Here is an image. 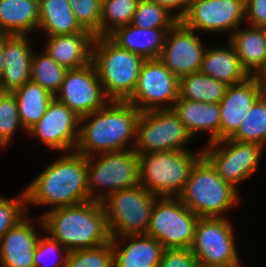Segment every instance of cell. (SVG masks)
<instances>
[{
  "label": "cell",
  "mask_w": 266,
  "mask_h": 267,
  "mask_svg": "<svg viewBox=\"0 0 266 267\" xmlns=\"http://www.w3.org/2000/svg\"><path fill=\"white\" fill-rule=\"evenodd\" d=\"M247 25L266 28V0H245Z\"/></svg>",
  "instance_id": "cell-41"
},
{
  "label": "cell",
  "mask_w": 266,
  "mask_h": 267,
  "mask_svg": "<svg viewBox=\"0 0 266 267\" xmlns=\"http://www.w3.org/2000/svg\"><path fill=\"white\" fill-rule=\"evenodd\" d=\"M27 35L4 34V72L1 92H13L30 81L32 49Z\"/></svg>",
  "instance_id": "cell-20"
},
{
  "label": "cell",
  "mask_w": 266,
  "mask_h": 267,
  "mask_svg": "<svg viewBox=\"0 0 266 267\" xmlns=\"http://www.w3.org/2000/svg\"><path fill=\"white\" fill-rule=\"evenodd\" d=\"M199 152L173 150L138 155L139 184L159 198H178L192 166L202 156V150Z\"/></svg>",
  "instance_id": "cell-6"
},
{
  "label": "cell",
  "mask_w": 266,
  "mask_h": 267,
  "mask_svg": "<svg viewBox=\"0 0 266 267\" xmlns=\"http://www.w3.org/2000/svg\"><path fill=\"white\" fill-rule=\"evenodd\" d=\"M95 37L91 32L47 36L44 51L66 69L80 68L92 62Z\"/></svg>",
  "instance_id": "cell-22"
},
{
  "label": "cell",
  "mask_w": 266,
  "mask_h": 267,
  "mask_svg": "<svg viewBox=\"0 0 266 267\" xmlns=\"http://www.w3.org/2000/svg\"><path fill=\"white\" fill-rule=\"evenodd\" d=\"M178 98L179 78L159 59H148L141 65L136 88L127 102L143 112L172 109Z\"/></svg>",
  "instance_id": "cell-12"
},
{
  "label": "cell",
  "mask_w": 266,
  "mask_h": 267,
  "mask_svg": "<svg viewBox=\"0 0 266 267\" xmlns=\"http://www.w3.org/2000/svg\"><path fill=\"white\" fill-rule=\"evenodd\" d=\"M227 87L226 83L217 81L201 71L193 72L179 78V98L219 104Z\"/></svg>",
  "instance_id": "cell-30"
},
{
  "label": "cell",
  "mask_w": 266,
  "mask_h": 267,
  "mask_svg": "<svg viewBox=\"0 0 266 267\" xmlns=\"http://www.w3.org/2000/svg\"><path fill=\"white\" fill-rule=\"evenodd\" d=\"M55 98L80 118L98 111L110 100L104 93L93 62L76 69H67Z\"/></svg>",
  "instance_id": "cell-14"
},
{
  "label": "cell",
  "mask_w": 266,
  "mask_h": 267,
  "mask_svg": "<svg viewBox=\"0 0 266 267\" xmlns=\"http://www.w3.org/2000/svg\"><path fill=\"white\" fill-rule=\"evenodd\" d=\"M172 110L192 137L199 132L208 131L210 133L208 143L220 140L219 104L178 98Z\"/></svg>",
  "instance_id": "cell-24"
},
{
  "label": "cell",
  "mask_w": 266,
  "mask_h": 267,
  "mask_svg": "<svg viewBox=\"0 0 266 267\" xmlns=\"http://www.w3.org/2000/svg\"><path fill=\"white\" fill-rule=\"evenodd\" d=\"M26 207L24 192L17 199L0 196V239L27 215Z\"/></svg>",
  "instance_id": "cell-38"
},
{
  "label": "cell",
  "mask_w": 266,
  "mask_h": 267,
  "mask_svg": "<svg viewBox=\"0 0 266 267\" xmlns=\"http://www.w3.org/2000/svg\"><path fill=\"white\" fill-rule=\"evenodd\" d=\"M179 19L163 6L151 0H140L132 25L143 29H171Z\"/></svg>",
  "instance_id": "cell-34"
},
{
  "label": "cell",
  "mask_w": 266,
  "mask_h": 267,
  "mask_svg": "<svg viewBox=\"0 0 266 267\" xmlns=\"http://www.w3.org/2000/svg\"><path fill=\"white\" fill-rule=\"evenodd\" d=\"M230 139L240 142L266 143V91L256 100L252 109Z\"/></svg>",
  "instance_id": "cell-32"
},
{
  "label": "cell",
  "mask_w": 266,
  "mask_h": 267,
  "mask_svg": "<svg viewBox=\"0 0 266 267\" xmlns=\"http://www.w3.org/2000/svg\"><path fill=\"white\" fill-rule=\"evenodd\" d=\"M144 59L120 48L108 36L95 37L92 62L110 101H127L133 94Z\"/></svg>",
  "instance_id": "cell-5"
},
{
  "label": "cell",
  "mask_w": 266,
  "mask_h": 267,
  "mask_svg": "<svg viewBox=\"0 0 266 267\" xmlns=\"http://www.w3.org/2000/svg\"><path fill=\"white\" fill-rule=\"evenodd\" d=\"M140 0H103L100 18V36H108L117 27L132 22Z\"/></svg>",
  "instance_id": "cell-33"
},
{
  "label": "cell",
  "mask_w": 266,
  "mask_h": 267,
  "mask_svg": "<svg viewBox=\"0 0 266 267\" xmlns=\"http://www.w3.org/2000/svg\"><path fill=\"white\" fill-rule=\"evenodd\" d=\"M12 93L17 102L20 121L26 132L43 117L54 98L43 87L31 80Z\"/></svg>",
  "instance_id": "cell-29"
},
{
  "label": "cell",
  "mask_w": 266,
  "mask_h": 267,
  "mask_svg": "<svg viewBox=\"0 0 266 267\" xmlns=\"http://www.w3.org/2000/svg\"><path fill=\"white\" fill-rule=\"evenodd\" d=\"M42 53L36 55L33 52L30 80L55 97L61 88L67 69L57 64L46 51Z\"/></svg>",
  "instance_id": "cell-31"
},
{
  "label": "cell",
  "mask_w": 266,
  "mask_h": 267,
  "mask_svg": "<svg viewBox=\"0 0 266 267\" xmlns=\"http://www.w3.org/2000/svg\"><path fill=\"white\" fill-rule=\"evenodd\" d=\"M245 10V0H191L180 21L196 32L232 34L246 19Z\"/></svg>",
  "instance_id": "cell-15"
},
{
  "label": "cell",
  "mask_w": 266,
  "mask_h": 267,
  "mask_svg": "<svg viewBox=\"0 0 266 267\" xmlns=\"http://www.w3.org/2000/svg\"><path fill=\"white\" fill-rule=\"evenodd\" d=\"M37 29L45 31V36L90 32L79 24L68 0H39Z\"/></svg>",
  "instance_id": "cell-28"
},
{
  "label": "cell",
  "mask_w": 266,
  "mask_h": 267,
  "mask_svg": "<svg viewBox=\"0 0 266 267\" xmlns=\"http://www.w3.org/2000/svg\"><path fill=\"white\" fill-rule=\"evenodd\" d=\"M199 218L178 198H158L146 234L165 249L191 248Z\"/></svg>",
  "instance_id": "cell-9"
},
{
  "label": "cell",
  "mask_w": 266,
  "mask_h": 267,
  "mask_svg": "<svg viewBox=\"0 0 266 267\" xmlns=\"http://www.w3.org/2000/svg\"><path fill=\"white\" fill-rule=\"evenodd\" d=\"M197 267H222V266H213V265H205V264L198 263Z\"/></svg>",
  "instance_id": "cell-44"
},
{
  "label": "cell",
  "mask_w": 266,
  "mask_h": 267,
  "mask_svg": "<svg viewBox=\"0 0 266 267\" xmlns=\"http://www.w3.org/2000/svg\"><path fill=\"white\" fill-rule=\"evenodd\" d=\"M41 226L69 252L94 248L110 241L101 202L58 207L45 212Z\"/></svg>",
  "instance_id": "cell-3"
},
{
  "label": "cell",
  "mask_w": 266,
  "mask_h": 267,
  "mask_svg": "<svg viewBox=\"0 0 266 267\" xmlns=\"http://www.w3.org/2000/svg\"><path fill=\"white\" fill-rule=\"evenodd\" d=\"M26 205H50L51 209L91 201L87 189V157L66 152L47 166L24 191Z\"/></svg>",
  "instance_id": "cell-2"
},
{
  "label": "cell",
  "mask_w": 266,
  "mask_h": 267,
  "mask_svg": "<svg viewBox=\"0 0 266 267\" xmlns=\"http://www.w3.org/2000/svg\"><path fill=\"white\" fill-rule=\"evenodd\" d=\"M158 198L140 184L105 197L101 204L110 238L146 234L151 212Z\"/></svg>",
  "instance_id": "cell-7"
},
{
  "label": "cell",
  "mask_w": 266,
  "mask_h": 267,
  "mask_svg": "<svg viewBox=\"0 0 266 267\" xmlns=\"http://www.w3.org/2000/svg\"><path fill=\"white\" fill-rule=\"evenodd\" d=\"M79 24L100 37L101 0H68Z\"/></svg>",
  "instance_id": "cell-37"
},
{
  "label": "cell",
  "mask_w": 266,
  "mask_h": 267,
  "mask_svg": "<svg viewBox=\"0 0 266 267\" xmlns=\"http://www.w3.org/2000/svg\"><path fill=\"white\" fill-rule=\"evenodd\" d=\"M128 245L120 248V239L111 238L113 267H158L165 250L164 246L147 234L126 235Z\"/></svg>",
  "instance_id": "cell-21"
},
{
  "label": "cell",
  "mask_w": 266,
  "mask_h": 267,
  "mask_svg": "<svg viewBox=\"0 0 266 267\" xmlns=\"http://www.w3.org/2000/svg\"><path fill=\"white\" fill-rule=\"evenodd\" d=\"M39 237L25 216L0 239L1 267H34Z\"/></svg>",
  "instance_id": "cell-19"
},
{
  "label": "cell",
  "mask_w": 266,
  "mask_h": 267,
  "mask_svg": "<svg viewBox=\"0 0 266 267\" xmlns=\"http://www.w3.org/2000/svg\"><path fill=\"white\" fill-rule=\"evenodd\" d=\"M4 34H0V79L4 72Z\"/></svg>",
  "instance_id": "cell-43"
},
{
  "label": "cell",
  "mask_w": 266,
  "mask_h": 267,
  "mask_svg": "<svg viewBox=\"0 0 266 267\" xmlns=\"http://www.w3.org/2000/svg\"><path fill=\"white\" fill-rule=\"evenodd\" d=\"M68 252L69 251L64 248L58 241L52 239L49 236H42V238L40 236L34 253V267H43L44 265L42 264V261L52 257L55 253H59V255L62 254L60 257L61 259L56 260V262H53L50 266L46 265V267H66Z\"/></svg>",
  "instance_id": "cell-39"
},
{
  "label": "cell",
  "mask_w": 266,
  "mask_h": 267,
  "mask_svg": "<svg viewBox=\"0 0 266 267\" xmlns=\"http://www.w3.org/2000/svg\"><path fill=\"white\" fill-rule=\"evenodd\" d=\"M111 240L103 245L68 252L66 267H113Z\"/></svg>",
  "instance_id": "cell-35"
},
{
  "label": "cell",
  "mask_w": 266,
  "mask_h": 267,
  "mask_svg": "<svg viewBox=\"0 0 266 267\" xmlns=\"http://www.w3.org/2000/svg\"><path fill=\"white\" fill-rule=\"evenodd\" d=\"M180 20L167 32L159 60L178 78L198 72L207 48Z\"/></svg>",
  "instance_id": "cell-17"
},
{
  "label": "cell",
  "mask_w": 266,
  "mask_h": 267,
  "mask_svg": "<svg viewBox=\"0 0 266 267\" xmlns=\"http://www.w3.org/2000/svg\"><path fill=\"white\" fill-rule=\"evenodd\" d=\"M265 91V80L254 75L227 87L219 103L220 140L230 138L238 130L253 104Z\"/></svg>",
  "instance_id": "cell-18"
},
{
  "label": "cell",
  "mask_w": 266,
  "mask_h": 267,
  "mask_svg": "<svg viewBox=\"0 0 266 267\" xmlns=\"http://www.w3.org/2000/svg\"><path fill=\"white\" fill-rule=\"evenodd\" d=\"M229 42L235 48L241 66L250 76L266 79V28L248 25L230 34ZM254 72V73H253Z\"/></svg>",
  "instance_id": "cell-23"
},
{
  "label": "cell",
  "mask_w": 266,
  "mask_h": 267,
  "mask_svg": "<svg viewBox=\"0 0 266 267\" xmlns=\"http://www.w3.org/2000/svg\"><path fill=\"white\" fill-rule=\"evenodd\" d=\"M170 29H143L132 25L117 27L108 37L120 48L141 56L144 60L159 59Z\"/></svg>",
  "instance_id": "cell-25"
},
{
  "label": "cell",
  "mask_w": 266,
  "mask_h": 267,
  "mask_svg": "<svg viewBox=\"0 0 266 267\" xmlns=\"http://www.w3.org/2000/svg\"><path fill=\"white\" fill-rule=\"evenodd\" d=\"M225 217L199 218L191 251L198 263L222 267H240L233 226Z\"/></svg>",
  "instance_id": "cell-11"
},
{
  "label": "cell",
  "mask_w": 266,
  "mask_h": 267,
  "mask_svg": "<svg viewBox=\"0 0 266 267\" xmlns=\"http://www.w3.org/2000/svg\"><path fill=\"white\" fill-rule=\"evenodd\" d=\"M208 146V147H207ZM202 155L216 169L218 175L236 188L258 167L263 146L230 138L208 143Z\"/></svg>",
  "instance_id": "cell-13"
},
{
  "label": "cell",
  "mask_w": 266,
  "mask_h": 267,
  "mask_svg": "<svg viewBox=\"0 0 266 267\" xmlns=\"http://www.w3.org/2000/svg\"><path fill=\"white\" fill-rule=\"evenodd\" d=\"M26 131L20 121L18 106L12 92L0 91V145L7 146L16 129Z\"/></svg>",
  "instance_id": "cell-36"
},
{
  "label": "cell",
  "mask_w": 266,
  "mask_h": 267,
  "mask_svg": "<svg viewBox=\"0 0 266 267\" xmlns=\"http://www.w3.org/2000/svg\"><path fill=\"white\" fill-rule=\"evenodd\" d=\"M193 138L172 109L141 112L137 122L135 152L140 154L189 150Z\"/></svg>",
  "instance_id": "cell-10"
},
{
  "label": "cell",
  "mask_w": 266,
  "mask_h": 267,
  "mask_svg": "<svg viewBox=\"0 0 266 267\" xmlns=\"http://www.w3.org/2000/svg\"><path fill=\"white\" fill-rule=\"evenodd\" d=\"M94 156L87 157V189L90 200L101 202L115 191L139 184V158L134 149L100 153L96 160ZM98 187L106 188V193L95 194L96 190L99 191Z\"/></svg>",
  "instance_id": "cell-8"
},
{
  "label": "cell",
  "mask_w": 266,
  "mask_h": 267,
  "mask_svg": "<svg viewBox=\"0 0 266 267\" xmlns=\"http://www.w3.org/2000/svg\"><path fill=\"white\" fill-rule=\"evenodd\" d=\"M156 2L158 5L165 7L171 13L175 12L174 10H178L179 12L175 14V16L180 20L186 13L189 3L191 0H151ZM182 7V9H180ZM173 11V12H172Z\"/></svg>",
  "instance_id": "cell-42"
},
{
  "label": "cell",
  "mask_w": 266,
  "mask_h": 267,
  "mask_svg": "<svg viewBox=\"0 0 266 267\" xmlns=\"http://www.w3.org/2000/svg\"><path fill=\"white\" fill-rule=\"evenodd\" d=\"M198 261L190 248L165 249L158 267H197Z\"/></svg>",
  "instance_id": "cell-40"
},
{
  "label": "cell",
  "mask_w": 266,
  "mask_h": 267,
  "mask_svg": "<svg viewBox=\"0 0 266 267\" xmlns=\"http://www.w3.org/2000/svg\"><path fill=\"white\" fill-rule=\"evenodd\" d=\"M237 192L202 155L192 166L178 199L200 218H222L224 212L239 202Z\"/></svg>",
  "instance_id": "cell-4"
},
{
  "label": "cell",
  "mask_w": 266,
  "mask_h": 267,
  "mask_svg": "<svg viewBox=\"0 0 266 267\" xmlns=\"http://www.w3.org/2000/svg\"><path fill=\"white\" fill-rule=\"evenodd\" d=\"M140 114L127 101H109L98 111L81 117L75 152L86 157L96 154L97 157L100 153L123 151L127 150L131 138L135 139L131 147L134 149Z\"/></svg>",
  "instance_id": "cell-1"
},
{
  "label": "cell",
  "mask_w": 266,
  "mask_h": 267,
  "mask_svg": "<svg viewBox=\"0 0 266 267\" xmlns=\"http://www.w3.org/2000/svg\"><path fill=\"white\" fill-rule=\"evenodd\" d=\"M79 122L80 117L54 97L46 113L27 133L38 138L50 149L61 150L64 153L73 152L78 141Z\"/></svg>",
  "instance_id": "cell-16"
},
{
  "label": "cell",
  "mask_w": 266,
  "mask_h": 267,
  "mask_svg": "<svg viewBox=\"0 0 266 267\" xmlns=\"http://www.w3.org/2000/svg\"><path fill=\"white\" fill-rule=\"evenodd\" d=\"M38 23L39 0H0V34L28 35Z\"/></svg>",
  "instance_id": "cell-27"
},
{
  "label": "cell",
  "mask_w": 266,
  "mask_h": 267,
  "mask_svg": "<svg viewBox=\"0 0 266 267\" xmlns=\"http://www.w3.org/2000/svg\"><path fill=\"white\" fill-rule=\"evenodd\" d=\"M230 44V45H229ZM228 48H209L207 47L200 71L229 85L239 84L246 80L250 75L241 66L235 48L229 42ZM209 48V49H208Z\"/></svg>",
  "instance_id": "cell-26"
}]
</instances>
